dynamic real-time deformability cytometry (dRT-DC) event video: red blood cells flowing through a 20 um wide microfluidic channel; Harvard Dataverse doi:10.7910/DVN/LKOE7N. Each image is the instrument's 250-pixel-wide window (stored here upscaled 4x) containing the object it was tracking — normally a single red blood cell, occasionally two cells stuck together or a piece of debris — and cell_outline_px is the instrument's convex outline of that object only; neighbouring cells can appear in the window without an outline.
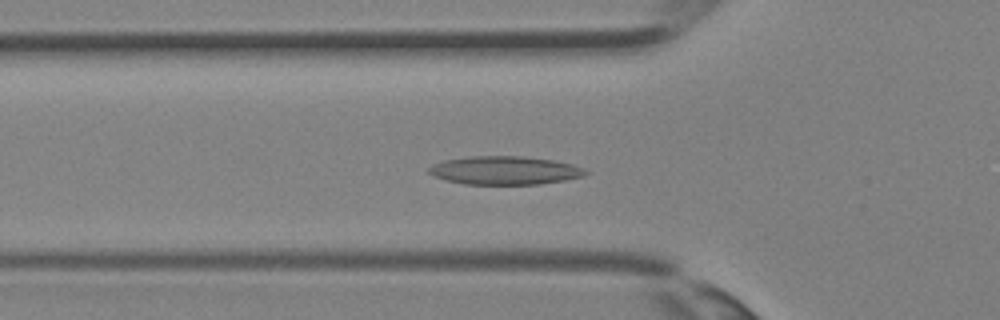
{"species": "Egyptian fruit bat (a non-hibernating species)", "species_latin": "Rousettus aegyptiacus", "temperature_condition": "room temperature", "stored_images_in_passage": 35, "camera_frame_rate_fps": 3000, "um_per_image_px": 0.085, "animal": {"sex": "female"}, "frame": {"image": 1, "passage_image": 12, "time_ms": 3.667, "image_size_px": [1000, 320], "cell_outline_px": [[588, 172], [584, 176], [564, 180], [540, 184], [464, 184], [448, 180], [436, 176], [428, 172], [428, 168], [432, 164], [444, 160], [468, 156], [524, 156], [556, 160], [572, 164], [584, 168]], "centroid_in_image_um": [42.93, 14.47], "position_along_channel_um": 82.9, "area_um2": 25.95}}
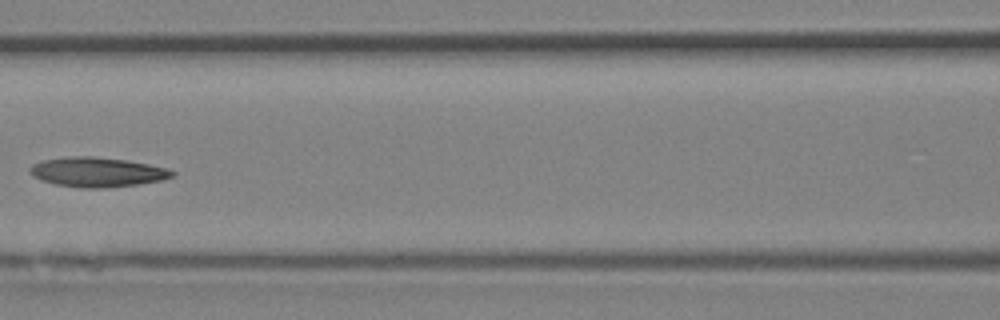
{"frame": {"image": 2, "passage_image": 16, "time_ms": 5.0, "image_size_px": [1000, 320], "cell_outline_px": [[176, 172], [172, 176], [164, 180], [140, 184], [104, 188], [84, 188], [56, 184], [32, 176], [28, 172], [28, 168], [32, 164], [40, 160], [68, 156], [92, 156], [128, 160], [168, 168]], "centroid_in_image_um": [8.26, 14.62], "position_along_channel_um": 158.3, "area_um2": 24.8}}
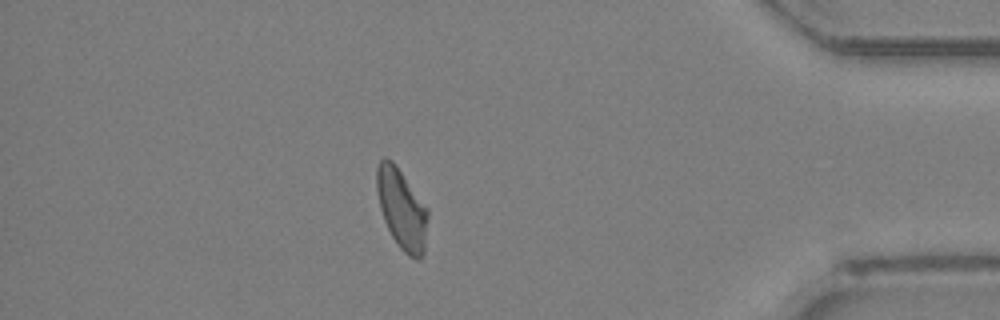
{"frame": {"image": 3, "passage_image": 31, "time_ms": 10.0, "image_size_px": [1000, 320], "cell_outline_px": [[428, 216], [424, 252], [420, 260], [416, 260], [408, 256], [396, 244], [384, 220], [380, 208], [376, 188], [376, 168], [380, 160], [384, 156], [392, 160], [396, 164], [428, 208]], "centroid_in_image_um": [34.15, 17.75], "position_along_channel_um": 401.1, "area_um2": 24.16}}